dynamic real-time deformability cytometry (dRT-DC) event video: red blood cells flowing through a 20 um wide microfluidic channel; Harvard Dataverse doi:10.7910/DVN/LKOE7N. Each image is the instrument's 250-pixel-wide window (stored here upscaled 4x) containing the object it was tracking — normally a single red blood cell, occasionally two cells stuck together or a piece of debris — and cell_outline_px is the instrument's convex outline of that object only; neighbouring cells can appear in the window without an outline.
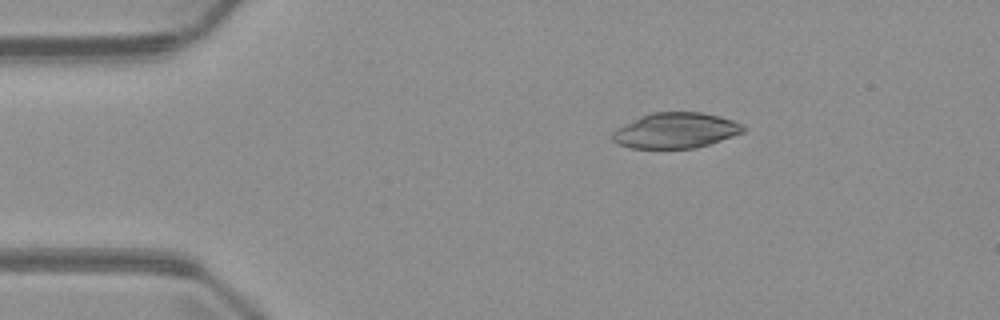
{"species": "common noctule bat (a hibernating species)", "species_latin": "Nyctalus noctula", "temperature_condition": "warm", "stored_images_in_passage": 5, "camera_frame_rate_fps": 3000, "um_per_image_px": 0.085, "animal": {"sex": "male", "body_mass_g": 23.1, "forearm_length_mm": 52.7}, "frame": {"image": 1, "passage_image": 3, "time_ms": 2.333, "image_size_px": [1000, 320], "cell_outline_px": [[744, 132], [696, 148], [632, 148], [616, 144], [612, 140], [612, 132], [616, 128], [640, 116], [652, 112], [700, 112], [720, 116], [732, 120], [740, 124], [744, 128]], "centroid_in_image_um": [57.38, 11.09], "position_along_channel_um": 27.6, "area_um2": 26.93}}